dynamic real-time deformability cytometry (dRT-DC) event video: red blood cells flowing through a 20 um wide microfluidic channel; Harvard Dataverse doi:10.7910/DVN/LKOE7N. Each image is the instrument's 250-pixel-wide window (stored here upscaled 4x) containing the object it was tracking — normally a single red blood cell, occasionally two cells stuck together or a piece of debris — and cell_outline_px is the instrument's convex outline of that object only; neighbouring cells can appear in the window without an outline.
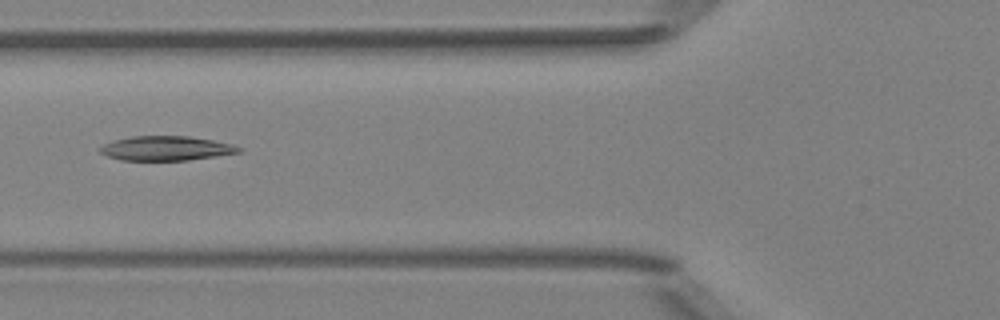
{"species": "Egyptian fruit bat (a non-hibernating species)", "species_latin": "Rousettus aegyptiacus", "temperature_condition": "room temperature", "stored_images_in_passage": 51, "camera_frame_rate_fps": 3000, "um_per_image_px": 0.085, "animal": {"sex": "female"}, "frame": {"image": 1, "passage_image": 19, "time_ms": 6.0, "image_size_px": [1000, 320], "cell_outline_px": [[244, 148], [240, 152], [188, 160], [120, 160], [108, 156], [100, 152], [100, 148], [104, 144], [112, 140], [132, 136], [188, 136], [212, 140], [232, 144]], "centroid_in_image_um": [14.11, 12.6], "position_along_channel_um": 111.7, "area_um2": 19.65}}
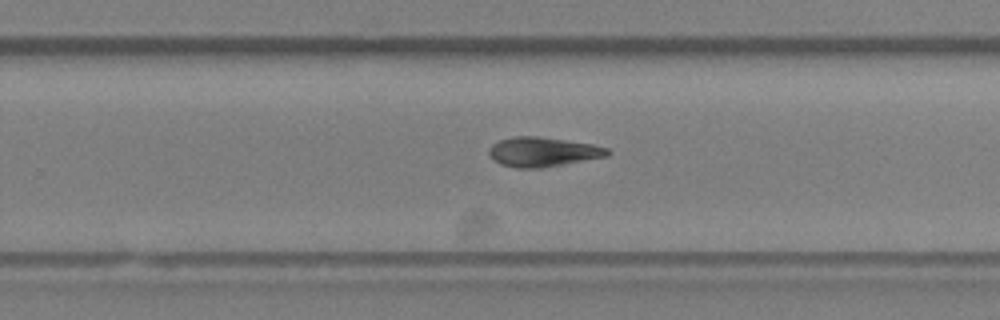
{"frame": {"image": 2, "passage_image": 32, "time_ms": 10.333, "image_size_px": [1000, 320], "cell_outline_px": [[612, 152], [608, 156], [544, 168], [516, 168], [500, 164], [492, 160], [488, 152], [488, 148], [492, 144], [500, 140], [516, 136], [536, 136], [592, 144], [608, 148]], "centroid_in_image_um": [46.13, 12.92], "position_along_channel_um": 283.7, "area_um2": 20.52}}
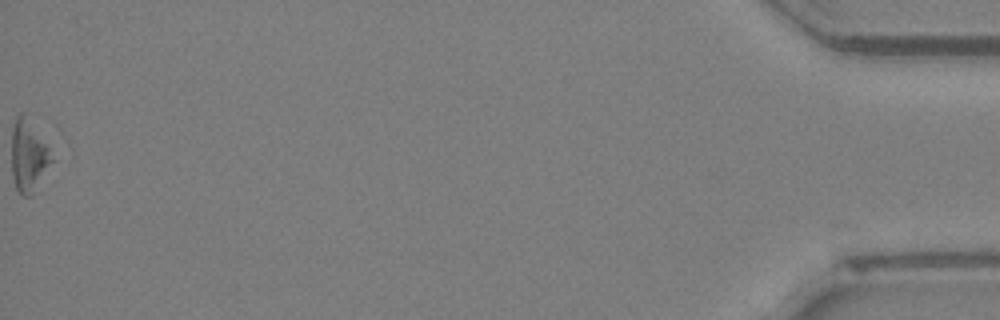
{"frame": {"image": 3, "passage_image": 51, "time_ms": 16.667, "image_size_px": [1000, 320], "cell_outline_px": [[52, 160], [32, 196], [24, 196], [16, 188], [12, 176], [12, 128], [16, 116], [20, 112], [24, 112], [48, 148]], "centroid_in_image_um": [2.38, 13.25], "position_along_channel_um": 432.8, "area_um2": 16.36}, "authors_computed_cell_mechanics": {"area_um2": 20.2878, "velocity_mm_per_s": 3.9831, "shape_relaxation_time_tau1_ms": 4.857, "shape_relaxation_time_tau2_ms": null, "deformation_change_tau1": 0.1615, "deformation_change_tau2": null}}